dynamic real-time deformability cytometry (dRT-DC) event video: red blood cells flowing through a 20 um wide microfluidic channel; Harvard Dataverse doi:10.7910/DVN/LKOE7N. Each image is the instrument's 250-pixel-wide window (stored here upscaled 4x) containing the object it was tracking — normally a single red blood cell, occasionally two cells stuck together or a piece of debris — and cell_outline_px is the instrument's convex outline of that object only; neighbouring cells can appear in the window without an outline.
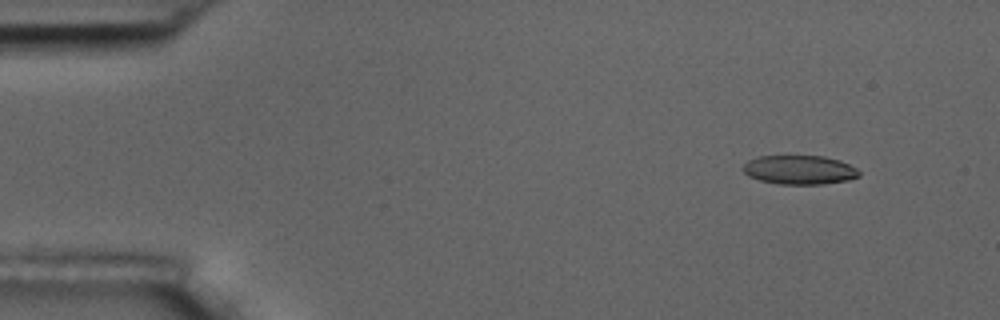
{"species": "common noctule bat (a hibernating species)", "species_latin": "Nyctalus noctula", "temperature_condition": "room temperature", "stored_images_in_passage": 4, "camera_frame_rate_fps": 3000, "um_per_image_px": 0.085, "animal": {"sex": "male", "body_mass_g": 17.5, "forearm_length_mm": 52.3}, "frame": {"image": 1, "passage_image": 1, "time_ms": 0.0, "image_size_px": [1000, 320], "cell_outline_px": [[860, 176], [848, 180], [824, 184], [776, 184], [760, 180], [748, 176], [740, 168], [748, 160], [756, 156], [824, 156], [840, 160], [856, 168], [860, 172]], "centroid_in_image_um": [67.93, 14.44], "position_along_channel_um": 17.1, "area_um2": 19.83}}
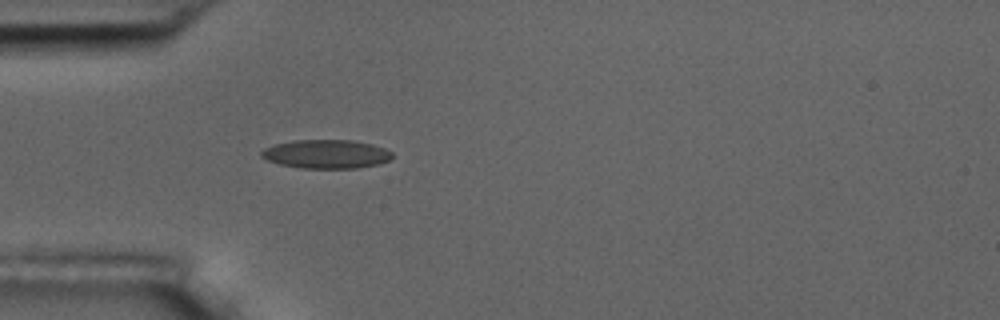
{"frame": {"image": 2, "passage_image": 4, "time_ms": 3.667, "image_size_px": [1000, 320], "cell_outline_px": [[392, 156], [388, 160], [380, 164], [356, 168], [300, 168], [280, 164], [268, 160], [260, 156], [260, 152], [264, 148], [276, 144], [292, 140], [352, 140], [372, 144], [384, 148], [392, 152]], "centroid_in_image_um": [27.72, 13.09], "position_along_channel_um": 57.3, "area_um2": 21.91}}